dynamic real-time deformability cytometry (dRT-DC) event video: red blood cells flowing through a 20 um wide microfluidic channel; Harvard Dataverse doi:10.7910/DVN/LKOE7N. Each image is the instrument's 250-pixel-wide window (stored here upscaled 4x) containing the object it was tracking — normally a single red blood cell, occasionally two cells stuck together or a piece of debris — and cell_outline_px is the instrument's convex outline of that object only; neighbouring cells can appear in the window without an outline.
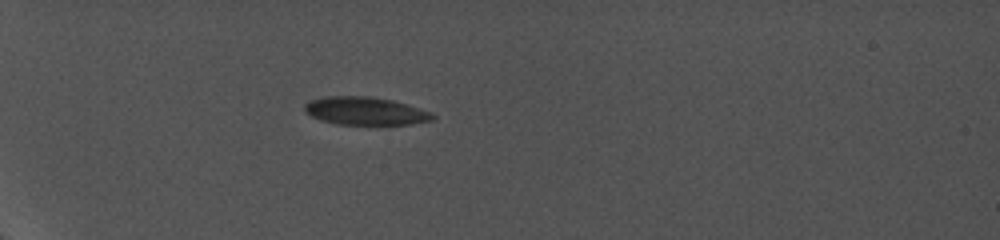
{"species": "common noctule bat (a hibernating species)", "species_latin": "Nyctalus noctula", "temperature_condition": "cold", "stored_images_in_passage": 20, "camera_frame_rate_fps": 5000, "um_per_image_px": 0.085, "animal": {"sex": "female", "body_mass_g": 19.0, "forearm_length_mm": 56.7}, "frame": {"image": 1, "passage_image": 1, "time_ms": 0.0, "image_size_px": [1000, 240], "cell_outline_px": [[436, 116], [432, 120], [408, 124], [336, 124], [320, 120], [304, 112], [304, 104], [308, 100], [324, 96], [368, 96], [392, 100], [432, 112]], "centroid_in_image_um": [31.0, 9.42], "position_along_channel_um": 54.0, "area_um2": 20.87}}
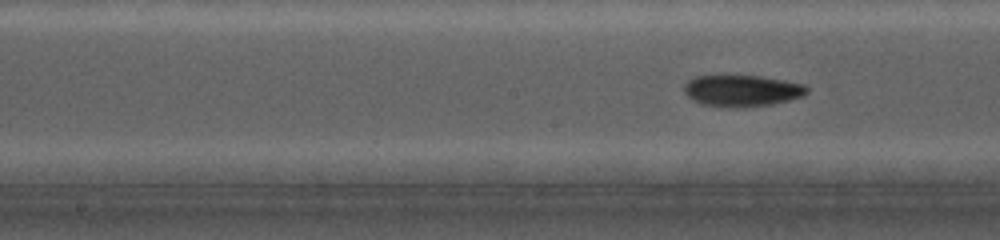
{"frame": {"image": 2, "passage_image": 14, "time_ms": 4.6, "image_size_px": [1000, 240], "cell_outline_px": [[808, 92], [800, 96], [788, 100], [772, 104], [736, 108], [704, 104], [692, 100], [684, 92], [684, 84], [692, 76], [760, 76], [784, 80], [804, 84], [808, 88]], "centroid_in_image_um": [63.04, 7.7], "position_along_channel_um": 185.2, "area_um2": 22.37}}
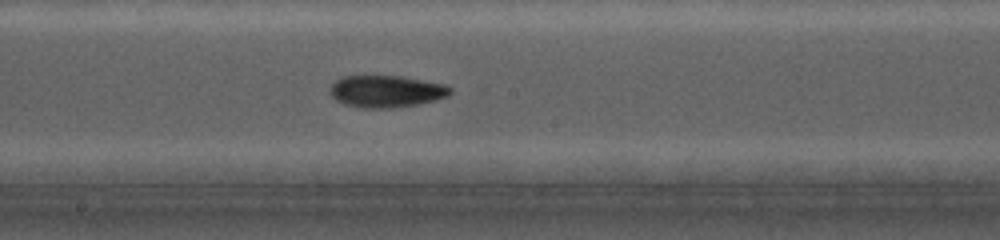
{"frame": {"image": 3, "passage_image": 16, "time_ms": 5.4, "image_size_px": [1000, 240], "cell_outline_px": [[452, 92], [448, 96], [436, 100], [420, 104], [392, 108], [360, 108], [344, 104], [336, 100], [328, 92], [332, 84], [336, 80], [344, 76], [400, 76], [444, 84], [452, 88]], "centroid_in_image_um": [32.83, 7.77], "position_along_channel_um": 215.4, "area_um2": 22.54}}